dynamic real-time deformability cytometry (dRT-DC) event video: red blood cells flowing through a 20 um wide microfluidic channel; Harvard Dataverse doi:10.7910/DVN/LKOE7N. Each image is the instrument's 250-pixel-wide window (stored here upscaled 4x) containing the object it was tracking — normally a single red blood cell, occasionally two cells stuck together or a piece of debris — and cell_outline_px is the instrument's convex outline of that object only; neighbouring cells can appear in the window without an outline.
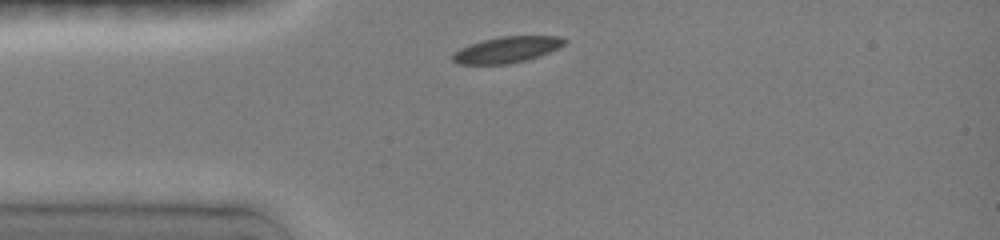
{"species": "common noctule bat (a hibernating species)", "species_latin": "Nyctalus noctula", "temperature_condition": "room temperature", "stored_images_in_passage": 2, "camera_frame_rate_fps": 3000, "um_per_image_px": 0.085, "animal": {"sex": "female", "body_mass_g": 19.0, "forearm_length_mm": 51.5}, "frame": {"image": 1, "passage_image": 1, "time_ms": 0.0, "image_size_px": [1000, 240], "cell_outline_px": [[568, 40], [564, 44], [548, 52], [524, 60], [508, 64], [460, 64], [452, 60], [452, 52], [468, 44], [480, 40], [500, 36], [560, 36]], "centroid_in_image_um": [43.02, 4.21], "position_along_channel_um": 42.0, "area_um2": 16.94}}